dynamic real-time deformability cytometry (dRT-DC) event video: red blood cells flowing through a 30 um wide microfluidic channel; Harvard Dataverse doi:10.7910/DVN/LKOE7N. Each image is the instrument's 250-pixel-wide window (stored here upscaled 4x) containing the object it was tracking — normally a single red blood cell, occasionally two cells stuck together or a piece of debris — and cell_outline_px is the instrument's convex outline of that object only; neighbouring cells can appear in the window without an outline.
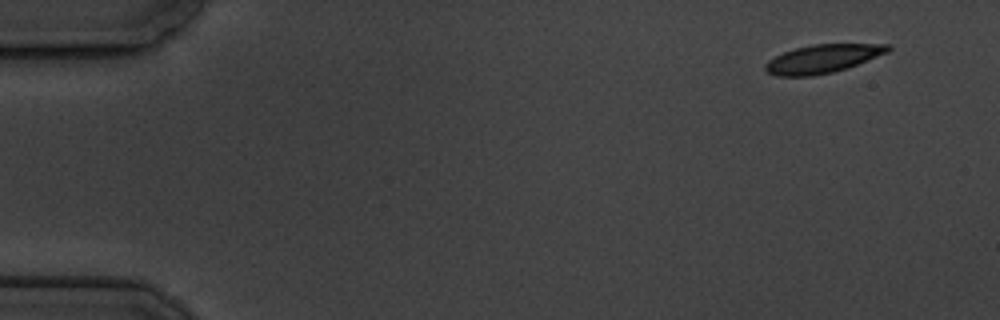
{"species": "common noctule bat (a hibernating species)", "species_latin": "Nyctalus noctula", "temperature_condition": "cold", "stored_images_in_passage": 6, "camera_frame_rate_fps": 3000, "um_per_image_px": 0.085, "animal": {"sex": "male", "body_mass_g": 19.5, "forearm_length_mm": 54.6}, "frame": {"image": 1, "passage_image": 1, "time_ms": 0.0, "image_size_px": [1000, 320], "cell_outline_px": [[892, 48], [888, 52], [848, 68], [832, 72], [812, 76], [776, 76], [768, 72], [764, 68], [764, 64], [768, 60], [784, 52], [796, 48], [812, 44], [892, 44]], "centroid_in_image_um": [69.94, 4.99], "position_along_channel_um": 15.1, "area_um2": 20.29}}
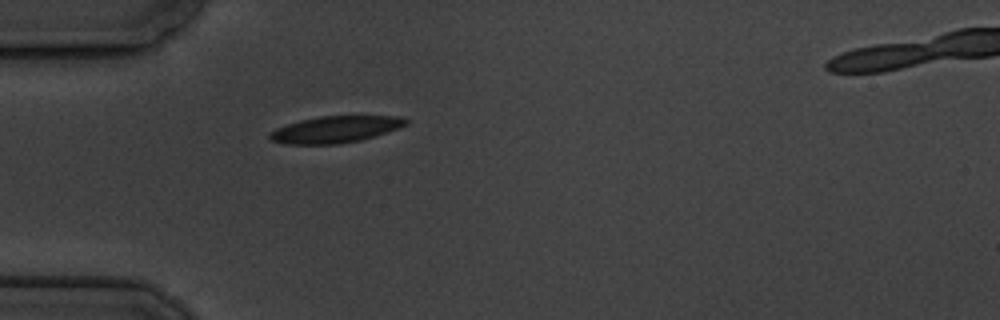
{"frame": {"image": 2, "passage_image": 5, "time_ms": 4.333, "image_size_px": [1000, 320], "cell_outline_px": [[408, 124], [360, 140], [340, 144], [288, 144], [272, 140], [268, 136], [268, 132], [276, 128], [300, 120], [320, 116], [400, 116], [408, 120]], "centroid_in_image_um": [28.46, 10.99], "position_along_channel_um": 56.5, "area_um2": 20.87}}